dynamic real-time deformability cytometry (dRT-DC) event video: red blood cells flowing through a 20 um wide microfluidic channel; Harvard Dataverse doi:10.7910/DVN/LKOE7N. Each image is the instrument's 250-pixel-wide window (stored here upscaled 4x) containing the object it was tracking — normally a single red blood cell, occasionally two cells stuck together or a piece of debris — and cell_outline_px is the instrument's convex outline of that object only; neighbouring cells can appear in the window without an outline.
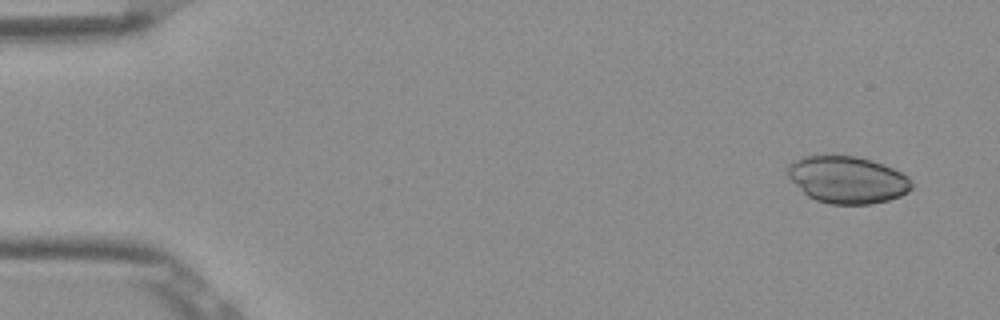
{"species": "Egyptian fruit bat (a non-hibernating species)", "species_latin": "Rousettus aegyptiacus", "temperature_condition": "room temperature", "stored_images_in_passage": 6, "camera_frame_rate_fps": 3000, "um_per_image_px": 0.085, "frame": {"image": 1, "passage_image": 1, "time_ms": 0.0, "image_size_px": [1000, 320], "cell_outline_px": [[912, 188], [908, 192], [900, 196], [888, 200], [872, 204], [832, 204], [816, 200], [808, 196], [788, 176], [788, 164], [792, 160], [800, 156], [856, 156], [872, 160], [892, 168], [908, 176], [912, 180]], "centroid_in_image_um": [72.04, 15.27], "position_along_channel_um": 13.0, "area_um2": 33.93}}
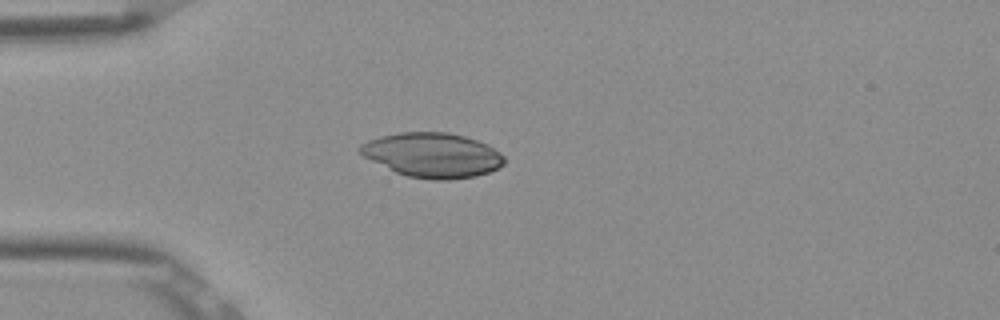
{"frame": {"image": 2, "passage_image": 4, "time_ms": 1.0, "image_size_px": [1000, 320], "cell_outline_px": [[504, 164], [488, 172], [476, 176], [448, 180], [432, 180], [408, 176], [396, 172], [364, 156], [360, 152], [360, 144], [368, 140], [380, 136], [400, 132], [448, 132], [464, 136], [488, 144], [500, 152], [504, 156]], "centroid_in_image_um": [36.78, 13.17], "position_along_channel_um": 48.2, "area_um2": 37.28}}